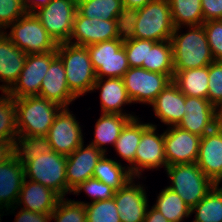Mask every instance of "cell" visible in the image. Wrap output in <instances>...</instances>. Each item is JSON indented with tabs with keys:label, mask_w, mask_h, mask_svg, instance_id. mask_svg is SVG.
Masks as SVG:
<instances>
[{
	"label": "cell",
	"mask_w": 222,
	"mask_h": 222,
	"mask_svg": "<svg viewBox=\"0 0 222 222\" xmlns=\"http://www.w3.org/2000/svg\"><path fill=\"white\" fill-rule=\"evenodd\" d=\"M105 153L93 145L81 144L67 157L66 179L68 184V193L79 186L82 182L92 178L97 162Z\"/></svg>",
	"instance_id": "ac0fdd59"
},
{
	"label": "cell",
	"mask_w": 222,
	"mask_h": 222,
	"mask_svg": "<svg viewBox=\"0 0 222 222\" xmlns=\"http://www.w3.org/2000/svg\"><path fill=\"white\" fill-rule=\"evenodd\" d=\"M50 152L52 147L47 136H18L14 143V155L22 164Z\"/></svg>",
	"instance_id": "e575fe53"
},
{
	"label": "cell",
	"mask_w": 222,
	"mask_h": 222,
	"mask_svg": "<svg viewBox=\"0 0 222 222\" xmlns=\"http://www.w3.org/2000/svg\"><path fill=\"white\" fill-rule=\"evenodd\" d=\"M165 170L171 181L167 187L175 191L190 208L216 185L196 163L175 164L167 166Z\"/></svg>",
	"instance_id": "5b68a950"
},
{
	"label": "cell",
	"mask_w": 222,
	"mask_h": 222,
	"mask_svg": "<svg viewBox=\"0 0 222 222\" xmlns=\"http://www.w3.org/2000/svg\"><path fill=\"white\" fill-rule=\"evenodd\" d=\"M222 182V178L220 179V181L216 184L220 189H222V187L219 186V184Z\"/></svg>",
	"instance_id": "816d5d0a"
},
{
	"label": "cell",
	"mask_w": 222,
	"mask_h": 222,
	"mask_svg": "<svg viewBox=\"0 0 222 222\" xmlns=\"http://www.w3.org/2000/svg\"><path fill=\"white\" fill-rule=\"evenodd\" d=\"M153 0H122L124 10L129 13L138 8L144 7L147 3Z\"/></svg>",
	"instance_id": "681fc988"
},
{
	"label": "cell",
	"mask_w": 222,
	"mask_h": 222,
	"mask_svg": "<svg viewBox=\"0 0 222 222\" xmlns=\"http://www.w3.org/2000/svg\"><path fill=\"white\" fill-rule=\"evenodd\" d=\"M0 97V141H15L18 137L14 98L7 93Z\"/></svg>",
	"instance_id": "d590c367"
},
{
	"label": "cell",
	"mask_w": 222,
	"mask_h": 222,
	"mask_svg": "<svg viewBox=\"0 0 222 222\" xmlns=\"http://www.w3.org/2000/svg\"><path fill=\"white\" fill-rule=\"evenodd\" d=\"M153 207L169 222H183L184 218L191 216V208L168 187L161 190Z\"/></svg>",
	"instance_id": "1f68e13d"
},
{
	"label": "cell",
	"mask_w": 222,
	"mask_h": 222,
	"mask_svg": "<svg viewBox=\"0 0 222 222\" xmlns=\"http://www.w3.org/2000/svg\"><path fill=\"white\" fill-rule=\"evenodd\" d=\"M14 222H49L51 213H36L23 208L18 211Z\"/></svg>",
	"instance_id": "f6af8a7d"
},
{
	"label": "cell",
	"mask_w": 222,
	"mask_h": 222,
	"mask_svg": "<svg viewBox=\"0 0 222 222\" xmlns=\"http://www.w3.org/2000/svg\"><path fill=\"white\" fill-rule=\"evenodd\" d=\"M124 28L128 37L156 42L170 40L175 27L169 1L153 0L127 13Z\"/></svg>",
	"instance_id": "6da1fadb"
},
{
	"label": "cell",
	"mask_w": 222,
	"mask_h": 222,
	"mask_svg": "<svg viewBox=\"0 0 222 222\" xmlns=\"http://www.w3.org/2000/svg\"><path fill=\"white\" fill-rule=\"evenodd\" d=\"M134 179L115 191L113 197L121 222H144L149 208L145 187L140 182L134 183Z\"/></svg>",
	"instance_id": "e0dca14e"
},
{
	"label": "cell",
	"mask_w": 222,
	"mask_h": 222,
	"mask_svg": "<svg viewBox=\"0 0 222 222\" xmlns=\"http://www.w3.org/2000/svg\"><path fill=\"white\" fill-rule=\"evenodd\" d=\"M18 136H47L58 113L63 109L40 96L14 99Z\"/></svg>",
	"instance_id": "3957f363"
},
{
	"label": "cell",
	"mask_w": 222,
	"mask_h": 222,
	"mask_svg": "<svg viewBox=\"0 0 222 222\" xmlns=\"http://www.w3.org/2000/svg\"><path fill=\"white\" fill-rule=\"evenodd\" d=\"M130 67H141L146 63L147 40L128 37L124 33L123 44Z\"/></svg>",
	"instance_id": "60d3db41"
},
{
	"label": "cell",
	"mask_w": 222,
	"mask_h": 222,
	"mask_svg": "<svg viewBox=\"0 0 222 222\" xmlns=\"http://www.w3.org/2000/svg\"><path fill=\"white\" fill-rule=\"evenodd\" d=\"M196 164L215 184L222 178V132L217 126L201 137Z\"/></svg>",
	"instance_id": "ffe728a7"
},
{
	"label": "cell",
	"mask_w": 222,
	"mask_h": 222,
	"mask_svg": "<svg viewBox=\"0 0 222 222\" xmlns=\"http://www.w3.org/2000/svg\"><path fill=\"white\" fill-rule=\"evenodd\" d=\"M100 90L101 113L133 115L123 112V105L131 104L123 78H97L92 92Z\"/></svg>",
	"instance_id": "d4e9b609"
},
{
	"label": "cell",
	"mask_w": 222,
	"mask_h": 222,
	"mask_svg": "<svg viewBox=\"0 0 222 222\" xmlns=\"http://www.w3.org/2000/svg\"><path fill=\"white\" fill-rule=\"evenodd\" d=\"M125 22L126 20L89 19L76 11L73 31L68 43L87 47L95 43L120 38L125 33Z\"/></svg>",
	"instance_id": "9c48e42d"
},
{
	"label": "cell",
	"mask_w": 222,
	"mask_h": 222,
	"mask_svg": "<svg viewBox=\"0 0 222 222\" xmlns=\"http://www.w3.org/2000/svg\"><path fill=\"white\" fill-rule=\"evenodd\" d=\"M144 222H169L161 212L156 210L153 206L147 209Z\"/></svg>",
	"instance_id": "c3c4849f"
},
{
	"label": "cell",
	"mask_w": 222,
	"mask_h": 222,
	"mask_svg": "<svg viewBox=\"0 0 222 222\" xmlns=\"http://www.w3.org/2000/svg\"><path fill=\"white\" fill-rule=\"evenodd\" d=\"M77 11L84 17L104 20H126L122 0H77Z\"/></svg>",
	"instance_id": "f546056e"
},
{
	"label": "cell",
	"mask_w": 222,
	"mask_h": 222,
	"mask_svg": "<svg viewBox=\"0 0 222 222\" xmlns=\"http://www.w3.org/2000/svg\"><path fill=\"white\" fill-rule=\"evenodd\" d=\"M77 0H51L34 12L57 44L67 43L73 31Z\"/></svg>",
	"instance_id": "30bf717a"
},
{
	"label": "cell",
	"mask_w": 222,
	"mask_h": 222,
	"mask_svg": "<svg viewBox=\"0 0 222 222\" xmlns=\"http://www.w3.org/2000/svg\"><path fill=\"white\" fill-rule=\"evenodd\" d=\"M22 0H0V31L26 14Z\"/></svg>",
	"instance_id": "b9f144b4"
},
{
	"label": "cell",
	"mask_w": 222,
	"mask_h": 222,
	"mask_svg": "<svg viewBox=\"0 0 222 222\" xmlns=\"http://www.w3.org/2000/svg\"><path fill=\"white\" fill-rule=\"evenodd\" d=\"M27 13H34L39 8L46 6L51 0H22Z\"/></svg>",
	"instance_id": "7dc6e473"
},
{
	"label": "cell",
	"mask_w": 222,
	"mask_h": 222,
	"mask_svg": "<svg viewBox=\"0 0 222 222\" xmlns=\"http://www.w3.org/2000/svg\"><path fill=\"white\" fill-rule=\"evenodd\" d=\"M73 115L69 108H63L56 116L47 134L52 151L65 156L70 155L84 143L81 125Z\"/></svg>",
	"instance_id": "4fadbf2b"
},
{
	"label": "cell",
	"mask_w": 222,
	"mask_h": 222,
	"mask_svg": "<svg viewBox=\"0 0 222 222\" xmlns=\"http://www.w3.org/2000/svg\"><path fill=\"white\" fill-rule=\"evenodd\" d=\"M151 123H143L139 118H132L122 129L119 137L117 138L114 147L116 153L128 162L126 167L129 169L130 174L135 178V154L140 143L142 132Z\"/></svg>",
	"instance_id": "484cf974"
},
{
	"label": "cell",
	"mask_w": 222,
	"mask_h": 222,
	"mask_svg": "<svg viewBox=\"0 0 222 222\" xmlns=\"http://www.w3.org/2000/svg\"><path fill=\"white\" fill-rule=\"evenodd\" d=\"M67 157L57 152L42 154L30 161H25V178L51 188L61 198L68 194L66 179Z\"/></svg>",
	"instance_id": "52a82bcc"
},
{
	"label": "cell",
	"mask_w": 222,
	"mask_h": 222,
	"mask_svg": "<svg viewBox=\"0 0 222 222\" xmlns=\"http://www.w3.org/2000/svg\"><path fill=\"white\" fill-rule=\"evenodd\" d=\"M201 137L178 126L164 130V150L167 166L196 163Z\"/></svg>",
	"instance_id": "5bb4252c"
},
{
	"label": "cell",
	"mask_w": 222,
	"mask_h": 222,
	"mask_svg": "<svg viewBox=\"0 0 222 222\" xmlns=\"http://www.w3.org/2000/svg\"><path fill=\"white\" fill-rule=\"evenodd\" d=\"M124 44V34L120 38L87 46L96 78H123L130 68Z\"/></svg>",
	"instance_id": "ba28073f"
},
{
	"label": "cell",
	"mask_w": 222,
	"mask_h": 222,
	"mask_svg": "<svg viewBox=\"0 0 222 222\" xmlns=\"http://www.w3.org/2000/svg\"><path fill=\"white\" fill-rule=\"evenodd\" d=\"M174 27L203 25L201 0H168Z\"/></svg>",
	"instance_id": "d6a6232c"
},
{
	"label": "cell",
	"mask_w": 222,
	"mask_h": 222,
	"mask_svg": "<svg viewBox=\"0 0 222 222\" xmlns=\"http://www.w3.org/2000/svg\"><path fill=\"white\" fill-rule=\"evenodd\" d=\"M27 54L14 45L11 40L0 31V90L6 93L17 81L21 73Z\"/></svg>",
	"instance_id": "603a6c76"
},
{
	"label": "cell",
	"mask_w": 222,
	"mask_h": 222,
	"mask_svg": "<svg viewBox=\"0 0 222 222\" xmlns=\"http://www.w3.org/2000/svg\"><path fill=\"white\" fill-rule=\"evenodd\" d=\"M86 222H121L114 198L87 203Z\"/></svg>",
	"instance_id": "74e56055"
},
{
	"label": "cell",
	"mask_w": 222,
	"mask_h": 222,
	"mask_svg": "<svg viewBox=\"0 0 222 222\" xmlns=\"http://www.w3.org/2000/svg\"><path fill=\"white\" fill-rule=\"evenodd\" d=\"M57 56L64 64L70 91L77 98L92 92L97 78L87 47L61 43L57 46Z\"/></svg>",
	"instance_id": "277c9868"
},
{
	"label": "cell",
	"mask_w": 222,
	"mask_h": 222,
	"mask_svg": "<svg viewBox=\"0 0 222 222\" xmlns=\"http://www.w3.org/2000/svg\"><path fill=\"white\" fill-rule=\"evenodd\" d=\"M82 191H84L91 199V202L76 201L84 205L87 203L111 199L115 194L113 188L93 177L82 182L72 193L79 195L78 193Z\"/></svg>",
	"instance_id": "f35d334b"
},
{
	"label": "cell",
	"mask_w": 222,
	"mask_h": 222,
	"mask_svg": "<svg viewBox=\"0 0 222 222\" xmlns=\"http://www.w3.org/2000/svg\"><path fill=\"white\" fill-rule=\"evenodd\" d=\"M123 81L132 103L151 105L172 79L166 74L130 67L124 74Z\"/></svg>",
	"instance_id": "8fae6325"
},
{
	"label": "cell",
	"mask_w": 222,
	"mask_h": 222,
	"mask_svg": "<svg viewBox=\"0 0 222 222\" xmlns=\"http://www.w3.org/2000/svg\"><path fill=\"white\" fill-rule=\"evenodd\" d=\"M189 29L180 33L181 28ZM180 26L171 36L174 71L209 66L215 59L212 56L203 25Z\"/></svg>",
	"instance_id": "7a4b0ae2"
},
{
	"label": "cell",
	"mask_w": 222,
	"mask_h": 222,
	"mask_svg": "<svg viewBox=\"0 0 222 222\" xmlns=\"http://www.w3.org/2000/svg\"><path fill=\"white\" fill-rule=\"evenodd\" d=\"M185 115L177 125L183 130L203 137L217 124V108L208 99L186 96Z\"/></svg>",
	"instance_id": "2e32d148"
},
{
	"label": "cell",
	"mask_w": 222,
	"mask_h": 222,
	"mask_svg": "<svg viewBox=\"0 0 222 222\" xmlns=\"http://www.w3.org/2000/svg\"><path fill=\"white\" fill-rule=\"evenodd\" d=\"M208 100L216 108L222 106V60L209 65Z\"/></svg>",
	"instance_id": "ab89813d"
},
{
	"label": "cell",
	"mask_w": 222,
	"mask_h": 222,
	"mask_svg": "<svg viewBox=\"0 0 222 222\" xmlns=\"http://www.w3.org/2000/svg\"><path fill=\"white\" fill-rule=\"evenodd\" d=\"M5 35L20 50L28 54H44L57 50L58 44L49 35L34 13H26L6 29Z\"/></svg>",
	"instance_id": "8992f818"
},
{
	"label": "cell",
	"mask_w": 222,
	"mask_h": 222,
	"mask_svg": "<svg viewBox=\"0 0 222 222\" xmlns=\"http://www.w3.org/2000/svg\"><path fill=\"white\" fill-rule=\"evenodd\" d=\"M157 125L150 124L143 132L135 154V178L141 177L146 169H166L167 161L164 150V132L157 134Z\"/></svg>",
	"instance_id": "9a60e30c"
},
{
	"label": "cell",
	"mask_w": 222,
	"mask_h": 222,
	"mask_svg": "<svg viewBox=\"0 0 222 222\" xmlns=\"http://www.w3.org/2000/svg\"><path fill=\"white\" fill-rule=\"evenodd\" d=\"M190 213H195L192 222H222V189L215 185Z\"/></svg>",
	"instance_id": "836d02e7"
},
{
	"label": "cell",
	"mask_w": 222,
	"mask_h": 222,
	"mask_svg": "<svg viewBox=\"0 0 222 222\" xmlns=\"http://www.w3.org/2000/svg\"><path fill=\"white\" fill-rule=\"evenodd\" d=\"M172 81L185 96L208 99L209 66L174 71Z\"/></svg>",
	"instance_id": "83f0119b"
},
{
	"label": "cell",
	"mask_w": 222,
	"mask_h": 222,
	"mask_svg": "<svg viewBox=\"0 0 222 222\" xmlns=\"http://www.w3.org/2000/svg\"><path fill=\"white\" fill-rule=\"evenodd\" d=\"M203 28L213 58L222 60V19L206 21Z\"/></svg>",
	"instance_id": "7bdbcfd3"
},
{
	"label": "cell",
	"mask_w": 222,
	"mask_h": 222,
	"mask_svg": "<svg viewBox=\"0 0 222 222\" xmlns=\"http://www.w3.org/2000/svg\"><path fill=\"white\" fill-rule=\"evenodd\" d=\"M135 117L138 116L102 113L95 123L94 139L89 144L106 154L107 148L103 146L111 144L114 147L122 129Z\"/></svg>",
	"instance_id": "4316f807"
},
{
	"label": "cell",
	"mask_w": 222,
	"mask_h": 222,
	"mask_svg": "<svg viewBox=\"0 0 222 222\" xmlns=\"http://www.w3.org/2000/svg\"><path fill=\"white\" fill-rule=\"evenodd\" d=\"M24 178V166L15 155L0 164V220L7 215L1 213L4 208L16 206Z\"/></svg>",
	"instance_id": "7402d4cb"
},
{
	"label": "cell",
	"mask_w": 222,
	"mask_h": 222,
	"mask_svg": "<svg viewBox=\"0 0 222 222\" xmlns=\"http://www.w3.org/2000/svg\"><path fill=\"white\" fill-rule=\"evenodd\" d=\"M216 126L222 132V106L217 108V124Z\"/></svg>",
	"instance_id": "f907efd6"
},
{
	"label": "cell",
	"mask_w": 222,
	"mask_h": 222,
	"mask_svg": "<svg viewBox=\"0 0 222 222\" xmlns=\"http://www.w3.org/2000/svg\"><path fill=\"white\" fill-rule=\"evenodd\" d=\"M57 50L44 54H28L17 81L6 92L12 98L39 96L40 87Z\"/></svg>",
	"instance_id": "7c38bea8"
},
{
	"label": "cell",
	"mask_w": 222,
	"mask_h": 222,
	"mask_svg": "<svg viewBox=\"0 0 222 222\" xmlns=\"http://www.w3.org/2000/svg\"><path fill=\"white\" fill-rule=\"evenodd\" d=\"M52 219L56 222H86L85 205L62 197L51 213Z\"/></svg>",
	"instance_id": "8d00e7d4"
},
{
	"label": "cell",
	"mask_w": 222,
	"mask_h": 222,
	"mask_svg": "<svg viewBox=\"0 0 222 222\" xmlns=\"http://www.w3.org/2000/svg\"><path fill=\"white\" fill-rule=\"evenodd\" d=\"M186 96L172 81L151 103L155 116L164 125L177 126L185 115Z\"/></svg>",
	"instance_id": "cb8c5ba5"
},
{
	"label": "cell",
	"mask_w": 222,
	"mask_h": 222,
	"mask_svg": "<svg viewBox=\"0 0 222 222\" xmlns=\"http://www.w3.org/2000/svg\"><path fill=\"white\" fill-rule=\"evenodd\" d=\"M60 198L51 188L24 178L16 206L5 209V212L14 213L13 211L21 206L25 210L36 213H52Z\"/></svg>",
	"instance_id": "d6986e66"
},
{
	"label": "cell",
	"mask_w": 222,
	"mask_h": 222,
	"mask_svg": "<svg viewBox=\"0 0 222 222\" xmlns=\"http://www.w3.org/2000/svg\"><path fill=\"white\" fill-rule=\"evenodd\" d=\"M142 68L151 72L166 74L173 80L174 67L171 41L147 40L146 63H142Z\"/></svg>",
	"instance_id": "f1b7e54d"
},
{
	"label": "cell",
	"mask_w": 222,
	"mask_h": 222,
	"mask_svg": "<svg viewBox=\"0 0 222 222\" xmlns=\"http://www.w3.org/2000/svg\"><path fill=\"white\" fill-rule=\"evenodd\" d=\"M204 22L222 19V0H201Z\"/></svg>",
	"instance_id": "ee69618b"
},
{
	"label": "cell",
	"mask_w": 222,
	"mask_h": 222,
	"mask_svg": "<svg viewBox=\"0 0 222 222\" xmlns=\"http://www.w3.org/2000/svg\"><path fill=\"white\" fill-rule=\"evenodd\" d=\"M92 177L107 184L115 191L124 187L134 178L127 167H123L120 161L118 163L113 158H107L106 154L97 162Z\"/></svg>",
	"instance_id": "4dcf8cb0"
},
{
	"label": "cell",
	"mask_w": 222,
	"mask_h": 222,
	"mask_svg": "<svg viewBox=\"0 0 222 222\" xmlns=\"http://www.w3.org/2000/svg\"><path fill=\"white\" fill-rule=\"evenodd\" d=\"M14 143L15 141H0V164L14 155Z\"/></svg>",
	"instance_id": "bcb514c9"
},
{
	"label": "cell",
	"mask_w": 222,
	"mask_h": 222,
	"mask_svg": "<svg viewBox=\"0 0 222 222\" xmlns=\"http://www.w3.org/2000/svg\"><path fill=\"white\" fill-rule=\"evenodd\" d=\"M39 96L46 98L63 108H69L76 96L70 91L66 82L65 67L57 56L51 63L44 77Z\"/></svg>",
	"instance_id": "44dd1931"
}]
</instances>
